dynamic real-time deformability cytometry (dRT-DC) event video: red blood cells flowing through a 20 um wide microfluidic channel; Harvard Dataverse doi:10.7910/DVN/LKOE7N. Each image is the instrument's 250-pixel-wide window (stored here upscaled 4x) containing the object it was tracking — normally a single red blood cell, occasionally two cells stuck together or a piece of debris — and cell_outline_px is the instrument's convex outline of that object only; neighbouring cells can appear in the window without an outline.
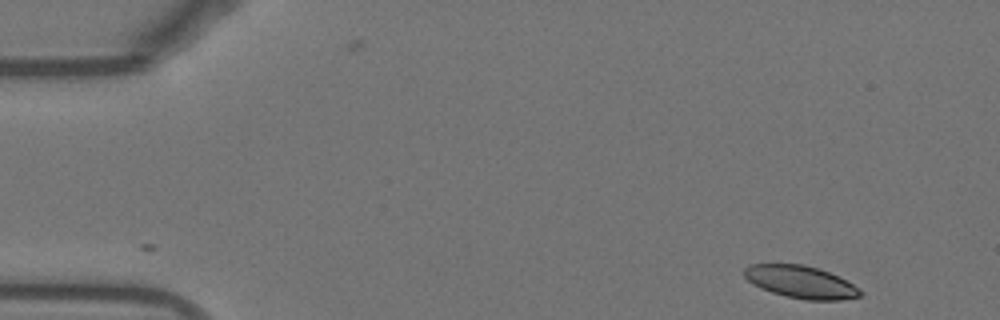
{"species": "Egyptian fruit bat (a non-hibernating species)", "species_latin": "Rousettus aegyptiacus", "temperature_condition": "warm", "stored_images_in_passage": 51, "camera_frame_rate_fps": 3000, "um_per_image_px": 0.085, "animal": {"sex": "female"}, "frame": {"image": 1, "passage_image": 2, "time_ms": 0.333, "image_size_px": [1000, 320], "cell_outline_px": [[864, 292], [860, 296], [840, 300], [808, 300], [784, 296], [760, 288], [752, 284], [744, 276], [744, 268], [748, 264], [804, 264], [828, 272], [860, 288]], "centroid_in_image_um": [68.04, 23.97], "position_along_channel_um": 17.0, "area_um2": 21.85}}
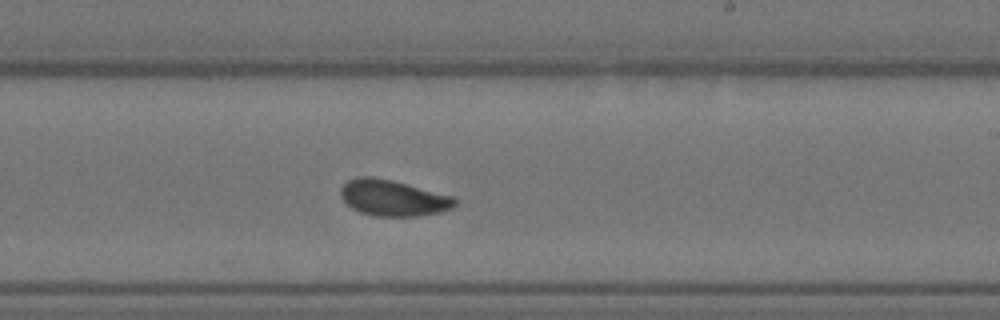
{"frame": {"image": 2, "passage_image": 29, "time_ms": 9.333, "image_size_px": [1000, 320], "cell_outline_px": [[456, 204], [452, 208], [440, 212], [420, 216], [372, 216], [360, 212], [352, 208], [340, 196], [340, 188], [348, 180], [360, 176], [372, 176], [392, 180], [452, 196], [456, 200]], "centroid_in_image_um": [33.39, 16.83], "position_along_channel_um": 255.6, "area_um2": 23.93}}
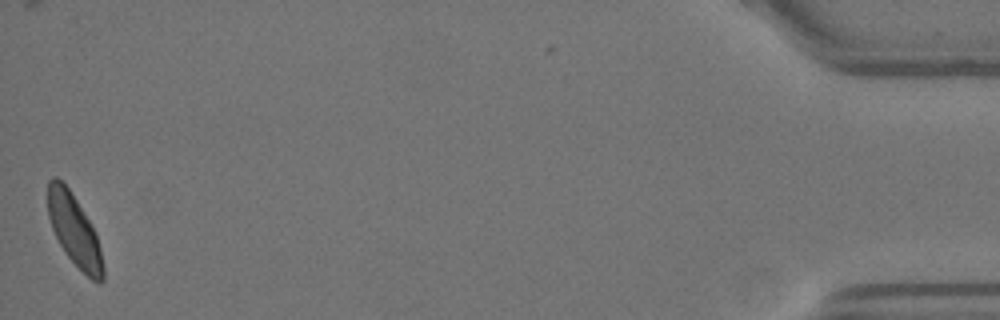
{"frame": {"image": 3, "passage_image": 50, "time_ms": 16.333, "image_size_px": [1000, 320], "cell_outline_px": [[104, 280], [100, 284], [92, 280], [64, 252], [52, 228], [48, 216], [48, 180], [52, 176], [56, 176], [68, 188], [92, 224], [96, 232], [100, 248], [104, 268]], "centroid_in_image_um": [6.33, 19.58], "position_along_channel_um": 428.9, "area_um2": 22.77}, "authors_computed_cell_mechanics": {"area_um2": 23.3512, "velocity_mm_per_s": 3.8119, "shape_relaxation_time_tau1_ms": 2.4255, "shape_relaxation_time_tau2_ms": 1.7727, "deformation_change_tau1": 0.1221, "deformation_change_tau2": 0.0695}}